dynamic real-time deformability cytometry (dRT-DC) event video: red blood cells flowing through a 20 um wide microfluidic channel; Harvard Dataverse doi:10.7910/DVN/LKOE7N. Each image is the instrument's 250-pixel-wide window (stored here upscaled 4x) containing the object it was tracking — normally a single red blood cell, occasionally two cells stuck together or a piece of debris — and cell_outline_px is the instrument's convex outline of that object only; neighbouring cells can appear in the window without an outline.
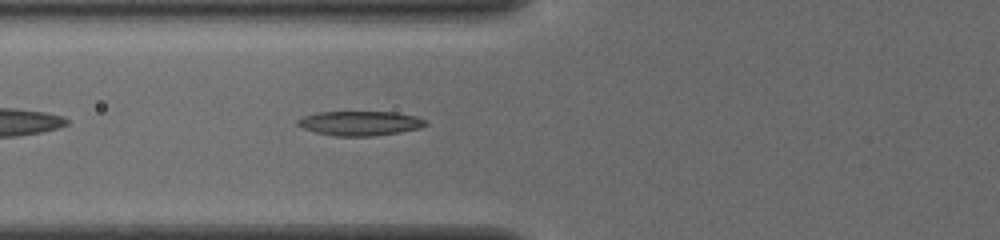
{"species": "common noctule bat (a hibernating species)", "species_latin": "Nyctalus noctula", "temperature_condition": "cold", "stored_images_in_passage": 38, "camera_frame_rate_fps": 3000, "um_per_image_px": 0.085, "animal": {"sex": "female", "body_mass_g": 19.5, "forearm_length_mm": 54.1}, "frame": {"image": 1, "passage_image": 6, "time_ms": 1.667, "image_size_px": [1000, 240], "cell_outline_px": [[428, 124], [420, 128], [400, 132], [372, 136], [336, 136], [316, 132], [304, 128], [296, 124], [296, 120], [304, 116], [316, 112], [396, 112], [416, 116], [424, 120]], "centroid_in_image_um": [30.6, 10.47], "position_along_channel_um": 95.2, "area_um2": 18.21}}
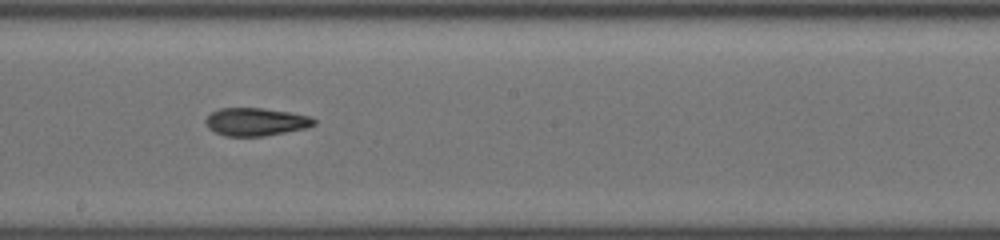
{"frame": {"image": 2, "passage_image": 16, "time_ms": 5.0, "image_size_px": [1000, 240], "cell_outline_px": [[316, 124], [308, 128], [264, 136], [224, 136], [208, 128], [204, 124], [204, 120], [212, 112], [220, 108], [264, 108], [292, 112], [312, 116], [316, 120]], "centroid_in_image_um": [21.78, 10.35], "position_along_channel_um": 226.4, "area_um2": 17.92}}
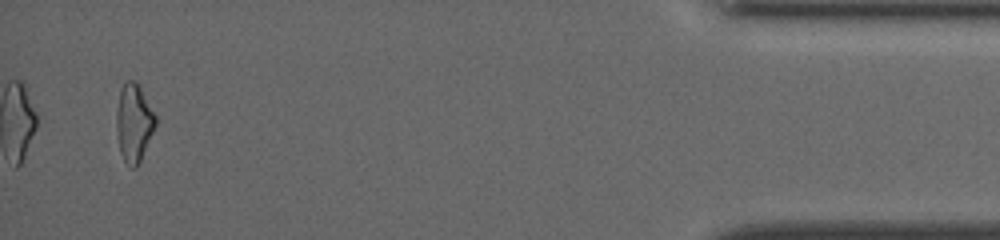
{"frame": {"image": 3, "passage_image": 36, "time_ms": 11.667, "image_size_px": [1000, 240], "cell_outline_px": [[156, 124], [140, 160], [136, 168], [132, 168], [124, 160], [120, 152], [116, 128], [116, 112], [120, 88], [124, 80], [136, 80], [156, 116]], "centroid_in_image_um": [11.36, 10.39], "position_along_channel_um": 423.8, "area_um2": 17.63}, "authors_computed_cell_mechanics": {"area_um2": 17.8602, "velocity_mm_per_s": 3.9222, "shape_relaxation_time_tau1_ms": 5.5134, "shape_relaxation_time_tau2_ms": 4.1402, "deformation_change_tau1": 0.1638, "deformation_change_tau2": 0.086}}